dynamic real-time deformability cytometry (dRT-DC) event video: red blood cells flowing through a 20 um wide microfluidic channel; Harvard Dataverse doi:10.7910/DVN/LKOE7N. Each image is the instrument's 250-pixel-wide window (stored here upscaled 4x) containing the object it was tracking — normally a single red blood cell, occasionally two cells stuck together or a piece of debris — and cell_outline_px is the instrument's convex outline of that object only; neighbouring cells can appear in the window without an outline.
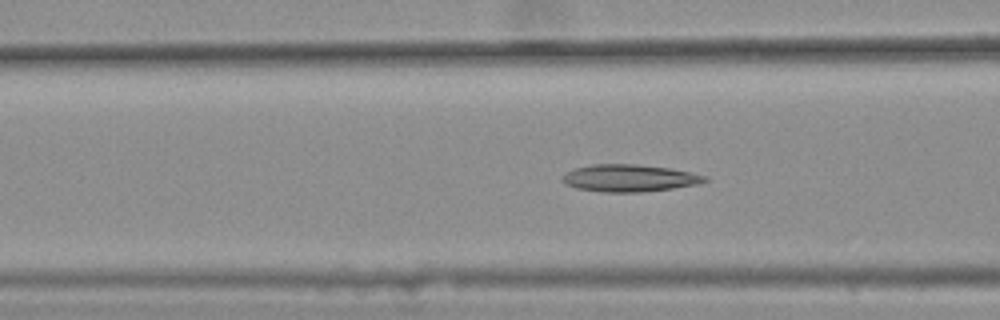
{"species": "common noctule bat (a hibernating species)", "species_latin": "Nyctalus noctula", "temperature_condition": "warm", "stored_images_in_passage": 6, "camera_frame_rate_fps": 3000, "um_per_image_px": 0.085, "animal": {"sex": "female", "body_mass_g": 25.1}, "frame": {"image": 1, "passage_image": 6, "time_ms": 1.667, "image_size_px": [1000, 320], "cell_outline_px": [[708, 180], [700, 184], [672, 188], [640, 192], [600, 192], [576, 188], [564, 184], [560, 180], [568, 172], [576, 168], [592, 164], [636, 164], [668, 168], [708, 176]], "centroid_in_image_um": [53.49, 15.14], "position_along_channel_um": 113.1, "area_um2": 22.48}}